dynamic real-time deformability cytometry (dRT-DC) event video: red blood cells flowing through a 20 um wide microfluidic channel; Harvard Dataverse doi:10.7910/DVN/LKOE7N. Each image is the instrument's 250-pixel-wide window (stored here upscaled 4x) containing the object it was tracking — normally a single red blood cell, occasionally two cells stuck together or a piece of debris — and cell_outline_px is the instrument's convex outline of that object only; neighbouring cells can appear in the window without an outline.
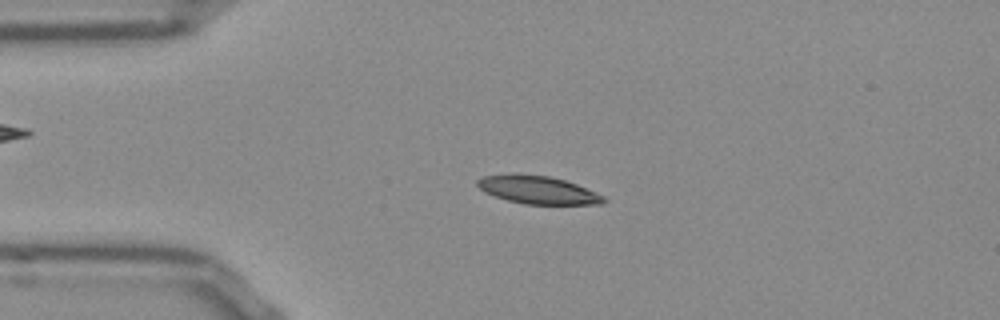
{"species": "Egyptian fruit bat (a non-hibernating species)", "species_latin": "Rousettus aegyptiacus", "temperature_condition": "room temperature", "stored_images_in_passage": 52, "camera_frame_rate_fps": 3000, "um_per_image_px": 0.085, "frame": {"image": 1, "passage_image": 11, "time_ms": 3.333, "image_size_px": [1000, 320], "cell_outline_px": [[608, 200], [604, 204], [524, 204], [508, 200], [484, 192], [476, 184], [476, 180], [484, 176], [516, 172], [548, 176], [564, 180], [576, 184], [604, 196]], "centroid_in_image_um": [45.7, 16.12], "position_along_channel_um": 39.3, "area_um2": 20.69}}
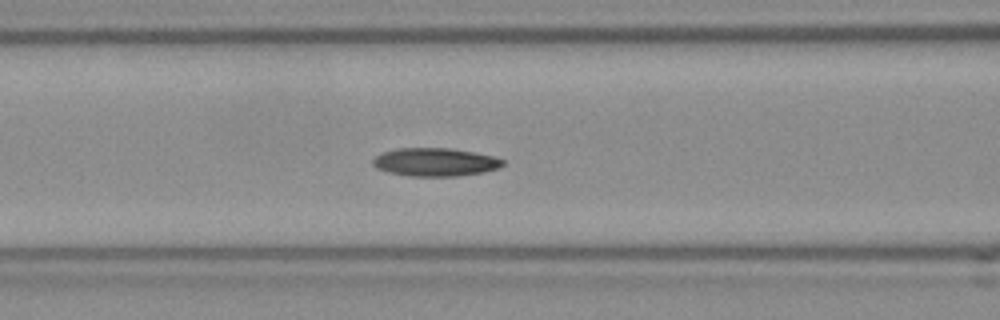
{"frame": {"image": 2, "passage_image": 20, "time_ms": 6.333, "image_size_px": [1000, 320], "cell_outline_px": [[504, 164], [500, 168], [484, 172], [456, 176], [408, 176], [388, 172], [376, 168], [372, 164], [372, 160], [376, 156], [384, 152], [400, 148], [452, 148], [492, 156], [504, 160]], "centroid_in_image_um": [36.99, 13.78], "position_along_channel_um": 129.6, "area_um2": 21.33}}
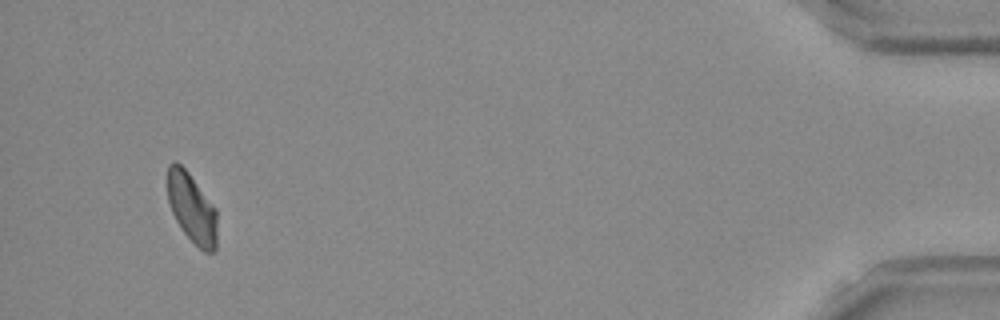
{"frame": {"image": 3, "passage_image": 49, "time_ms": 16.0, "image_size_px": [1000, 320], "cell_outline_px": [[216, 252], [204, 252], [184, 232], [176, 220], [172, 212], [168, 200], [168, 164], [172, 160], [176, 160], [188, 172], [216, 208]], "centroid_in_image_um": [16.3, 17.66], "position_along_channel_um": 418.9, "area_um2": 19.94}, "authors_computed_cell_mechanics": {"area_um2": 20.9814, "velocity_mm_per_s": 3.8268, "shape_relaxation_time_tau1_ms": 8.3003, "shape_relaxation_time_tau2_ms": null, "deformation_change_tau1": 0.1937, "deformation_change_tau2": null}}